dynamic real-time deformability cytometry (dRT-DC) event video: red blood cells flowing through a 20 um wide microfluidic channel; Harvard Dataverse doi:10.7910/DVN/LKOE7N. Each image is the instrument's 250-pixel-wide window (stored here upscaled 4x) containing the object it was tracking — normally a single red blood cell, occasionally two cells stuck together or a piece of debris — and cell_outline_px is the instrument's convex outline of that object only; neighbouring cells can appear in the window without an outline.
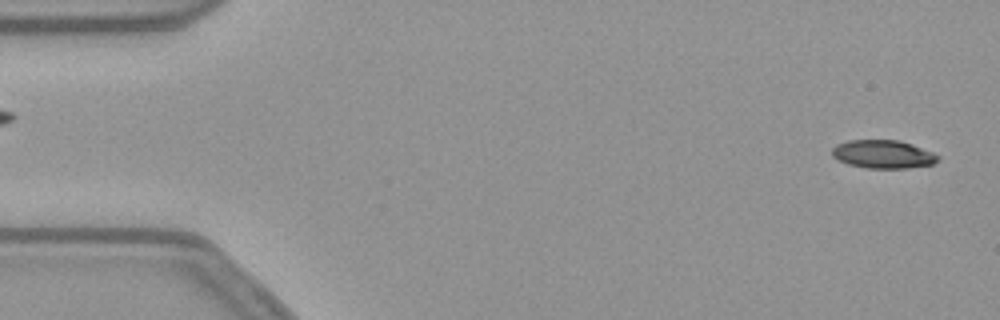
{"species": "common noctule bat (a hibernating species)", "species_latin": "Nyctalus noctula", "temperature_condition": "warm", "stored_images_in_passage": 32, "camera_frame_rate_fps": 3000, "um_per_image_px": 0.085, "animal": {"sex": "female", "body_mass_g": 21.9}, "frame": {"image": 1, "passage_image": 1, "time_ms": 0.0, "image_size_px": [1000, 320], "cell_outline_px": [[940, 160], [932, 164], [908, 168], [868, 168], [848, 164], [832, 156], [832, 148], [836, 144], [848, 140], [900, 140], [912, 144], [932, 152], [940, 156]], "centroid_in_image_um": [75.07, 13.1], "position_along_channel_um": 9.9, "area_um2": 17.46}}
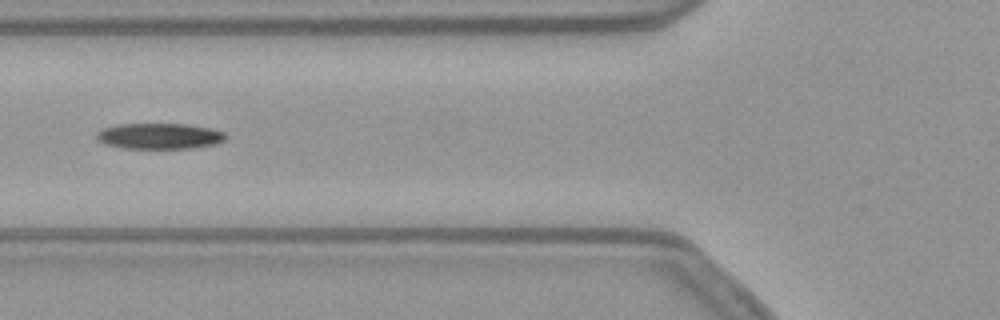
{"frame": {"image": 2, "passage_image": 19, "time_ms": 6.0, "image_size_px": [1000, 320], "cell_outline_px": [[228, 136], [224, 140], [216, 144], [192, 148], [120, 148], [104, 144], [96, 140], [96, 132], [104, 128], [116, 124], [184, 124], [208, 128], [224, 132]], "centroid_in_image_um": [13.51, 11.57], "position_along_channel_um": 112.3, "area_um2": 19.48}}
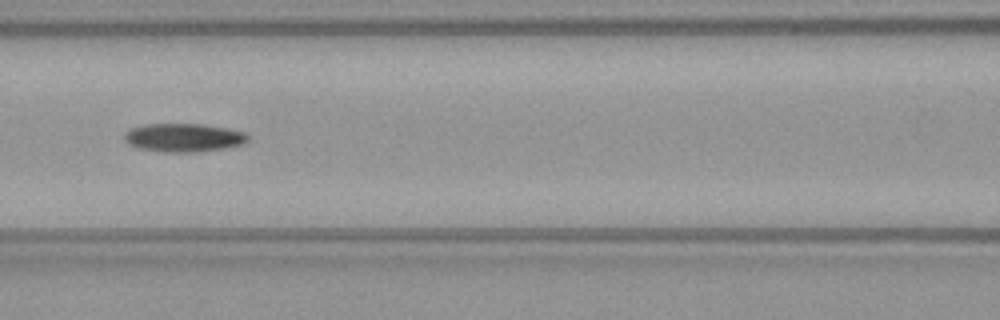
{"frame": {"image": 3, "passage_image": 22, "time_ms": 7.0, "image_size_px": [1000, 320], "cell_outline_px": [[248, 140], [240, 144], [228, 148], [196, 152], [164, 152], [140, 148], [128, 144], [124, 140], [124, 132], [132, 128], [144, 124], [200, 124], [228, 128], [244, 132], [248, 136]], "centroid_in_image_um": [15.59, 11.7], "position_along_channel_um": 151.0, "area_um2": 20.46}}